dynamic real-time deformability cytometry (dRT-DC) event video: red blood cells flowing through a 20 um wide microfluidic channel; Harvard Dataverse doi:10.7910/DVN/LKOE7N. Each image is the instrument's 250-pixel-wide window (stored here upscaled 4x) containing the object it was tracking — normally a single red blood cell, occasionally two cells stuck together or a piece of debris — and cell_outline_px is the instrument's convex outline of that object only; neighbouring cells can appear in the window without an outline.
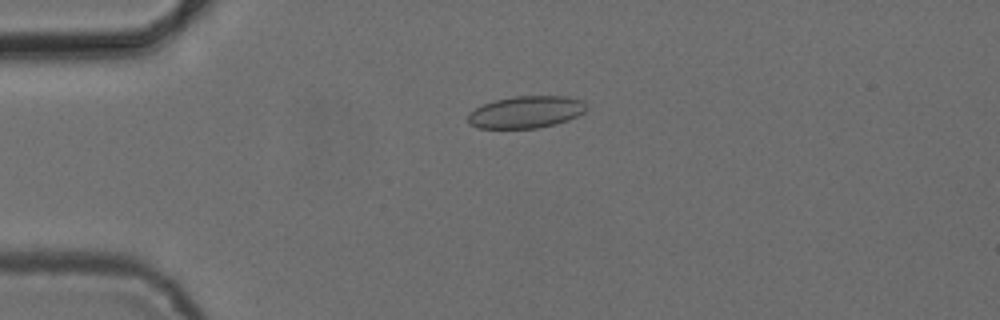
{"species": "common noctule bat (a hibernating species)", "species_latin": "Nyctalus noctula", "temperature_condition": "cold", "stored_images_in_passage": 53, "camera_frame_rate_fps": 3000, "um_per_image_px": 0.085, "animal": {"sex": "female", "body_mass_g": 24.6, "forearm_length_mm": 56.2}, "frame": {"image": 1, "passage_image": 13, "time_ms": 4.0, "image_size_px": [1000, 320], "cell_outline_px": [[588, 108], [584, 112], [568, 120], [556, 124], [540, 128], [476, 128], [468, 124], [468, 112], [484, 104], [496, 100], [516, 96], [564, 96], [580, 100]], "centroid_in_image_um": [44.68, 9.54], "position_along_channel_um": 40.3, "area_um2": 22.08}}
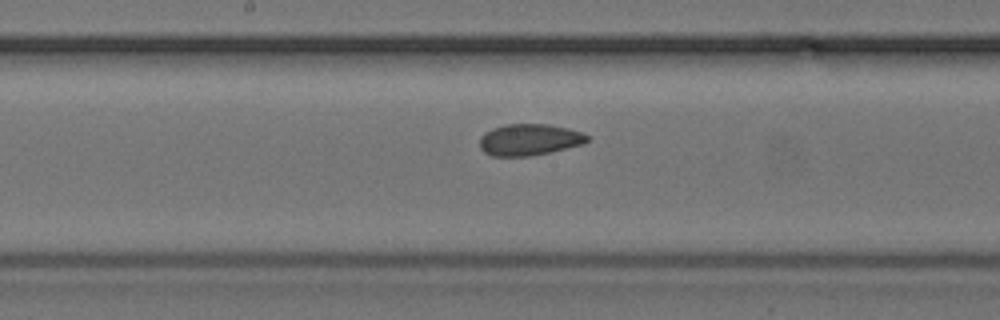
{"frame": {"image": 2, "passage_image": 28, "time_ms": 9.0, "image_size_px": [1000, 320], "cell_outline_px": [[588, 140], [584, 144], [548, 152], [528, 156], [492, 156], [484, 152], [480, 148], [480, 136], [484, 132], [492, 128], [504, 124], [548, 124], [568, 128], [580, 132], [588, 136]], "centroid_in_image_um": [44.95, 11.86], "position_along_channel_um": 203.2, "area_um2": 19.71}}
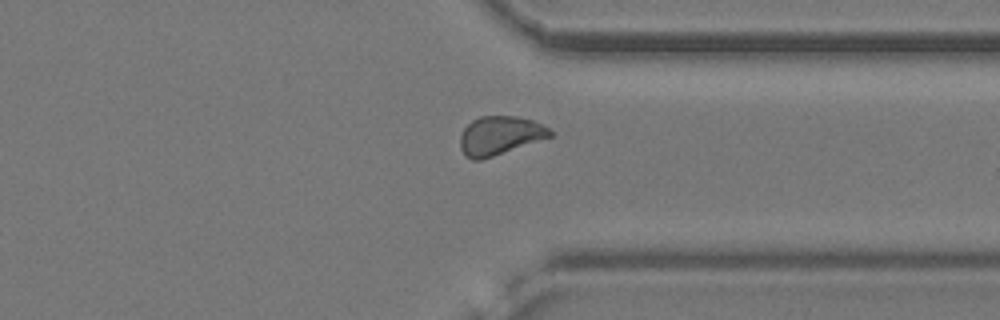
{"frame": {"image": 3, "passage_image": 41, "time_ms": 13.333, "image_size_px": [1000, 320], "cell_outline_px": [[552, 136], [480, 160], [472, 160], [460, 148], [460, 136], [464, 128], [472, 120], [480, 116], [516, 116], [532, 120], [544, 124], [552, 132]], "centroid_in_image_um": [42.48, 11.5], "position_along_channel_um": 368.9, "area_um2": 20.0}, "authors_computed_cell_mechanics": {"area_um2": 20.3456, "velocity_mm_per_s": 3.8468, "shape_relaxation_time_tau1_ms": null, "shape_relaxation_time_tau2_ms": 1.4979, "deformation_change_tau1": null, "deformation_change_tau2": 0.0444}}